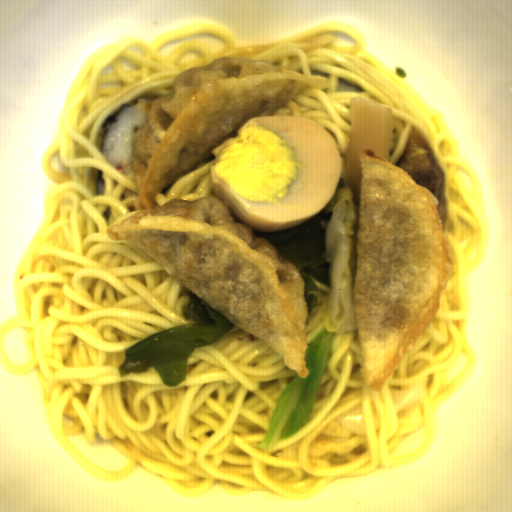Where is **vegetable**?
<instances>
[{
    "label": "vegetable",
    "mask_w": 512,
    "mask_h": 512,
    "mask_svg": "<svg viewBox=\"0 0 512 512\" xmlns=\"http://www.w3.org/2000/svg\"><path fill=\"white\" fill-rule=\"evenodd\" d=\"M324 206L330 213L324 233L330 271V312L324 328L307 343L308 376L301 378L296 371L275 405L264 441L252 445L253 449L267 451L305 426L334 337L357 330L353 291L358 271L357 233L361 204H355L353 190L345 186L337 188Z\"/></svg>",
    "instance_id": "obj_1"
}]
</instances>
